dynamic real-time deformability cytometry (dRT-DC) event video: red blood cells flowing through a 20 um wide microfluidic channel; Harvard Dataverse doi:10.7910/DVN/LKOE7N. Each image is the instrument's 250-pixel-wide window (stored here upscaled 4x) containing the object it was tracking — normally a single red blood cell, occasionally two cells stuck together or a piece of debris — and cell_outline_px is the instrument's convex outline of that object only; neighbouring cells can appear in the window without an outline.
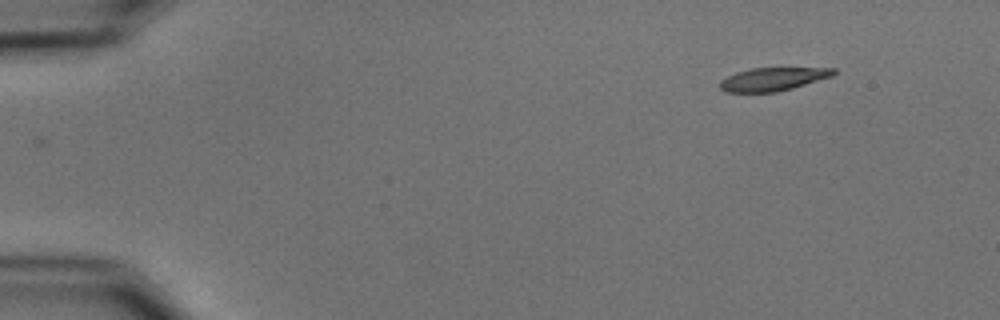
{"species": "common noctule bat (a hibernating species)", "species_latin": "Nyctalus noctula", "temperature_condition": "cold", "stored_images_in_passage": 2, "camera_frame_rate_fps": 3000, "um_per_image_px": 0.085, "animal": {"sex": "male", "body_mass_g": 15.6}, "frame": {"image": 1, "passage_image": 2, "time_ms": 1.333, "image_size_px": [1000, 320], "cell_outline_px": [[836, 72], [832, 76], [792, 88], [776, 92], [724, 92], [720, 88], [720, 80], [736, 72], [752, 68], [836, 68]], "centroid_in_image_um": [65.67, 6.72], "position_along_channel_um": 19.3, "area_um2": 15.26}}